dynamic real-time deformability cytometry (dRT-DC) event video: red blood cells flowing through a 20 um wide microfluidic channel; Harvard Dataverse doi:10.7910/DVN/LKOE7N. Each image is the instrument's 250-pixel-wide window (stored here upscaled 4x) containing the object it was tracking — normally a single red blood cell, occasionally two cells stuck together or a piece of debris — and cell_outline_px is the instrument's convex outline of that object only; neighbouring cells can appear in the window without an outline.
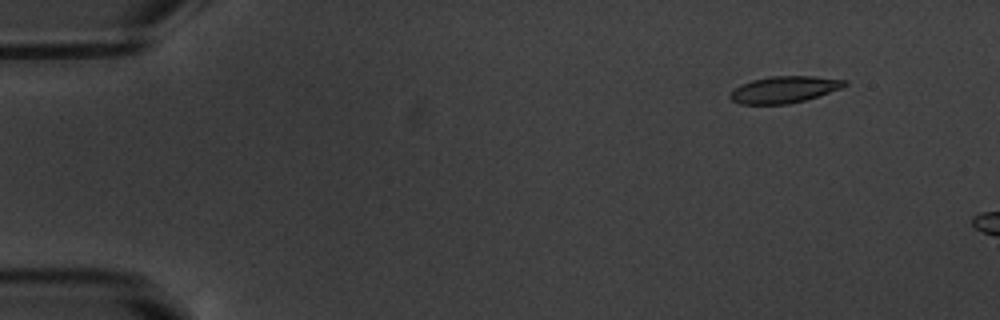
{"species": "common noctule bat (a hibernating species)", "species_latin": "Nyctalus noctula", "temperature_condition": "warm", "stored_images_in_passage": 3, "camera_frame_rate_fps": 3000, "um_per_image_px": 0.085, "animal": {"sex": "male", "body_mass_g": 20.1, "forearm_length_mm": 53.5}, "frame": {"image": 1, "passage_image": 2, "time_ms": 1.0, "image_size_px": [1000, 320], "cell_outline_px": [[848, 84], [840, 88], [804, 100], [788, 104], [740, 104], [732, 100], [728, 96], [728, 92], [752, 80], [772, 76], [812, 76], [848, 80]], "centroid_in_image_um": [66.63, 7.61], "position_along_channel_um": 18.4, "area_um2": 17.57}}